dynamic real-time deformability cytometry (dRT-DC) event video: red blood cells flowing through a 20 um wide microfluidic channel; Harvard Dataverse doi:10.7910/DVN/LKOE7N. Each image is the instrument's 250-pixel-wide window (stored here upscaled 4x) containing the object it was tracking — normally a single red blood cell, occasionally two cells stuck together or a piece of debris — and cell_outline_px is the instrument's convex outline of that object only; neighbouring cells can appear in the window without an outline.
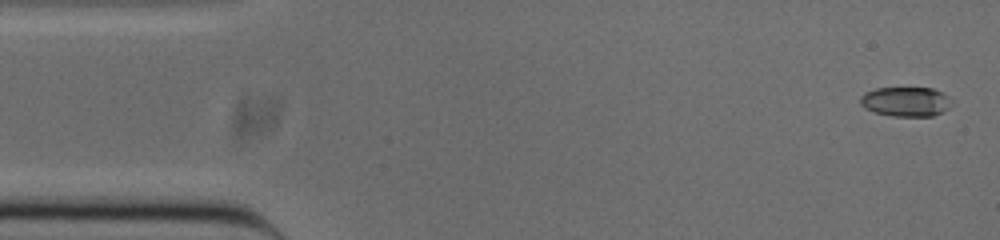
{"species": "common noctule bat (a hibernating species)", "species_latin": "Nyctalus noctula", "temperature_condition": "cold", "stored_images_in_passage": 52, "camera_frame_rate_fps": 3000, "um_per_image_px": 0.085, "animal": {"sex": "male", "body_mass_g": 20.0, "forearm_length_mm": 53.3}, "frame": {"image": 1, "passage_image": 2, "time_ms": 0.333, "image_size_px": [1000, 240], "cell_outline_px": [[952, 104], [948, 108], [932, 116], [892, 116], [876, 112], [864, 108], [860, 104], [860, 96], [864, 92], [876, 88], [932, 88], [948, 96]], "centroid_in_image_um": [76.95, 8.63], "position_along_channel_um": 8.0, "area_um2": 15.66}}
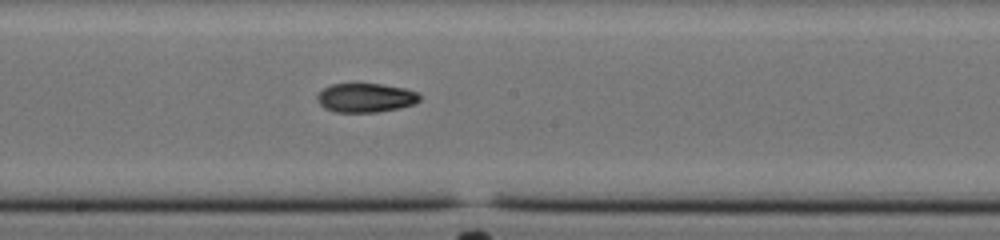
{"frame": {"image": 2, "passage_image": 27, "time_ms": 8.667, "image_size_px": [1000, 240], "cell_outline_px": [[420, 100], [416, 104], [400, 108], [376, 112], [336, 112], [324, 108], [316, 100], [316, 96], [324, 88], [332, 84], [380, 84], [404, 88], [416, 92], [420, 96]], "centroid_in_image_um": [31.08, 8.32], "position_along_channel_um": 217.1, "area_um2": 17.34}}
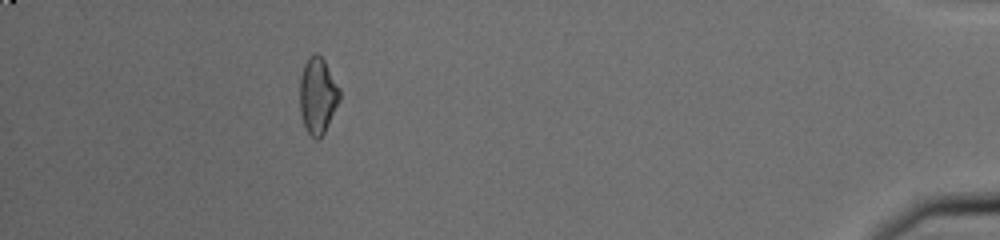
{"frame": {"image": 3, "passage_image": 47, "time_ms": 15.333, "image_size_px": [1000, 240], "cell_outline_px": [[340, 100], [320, 140], [316, 140], [308, 132], [304, 124], [300, 112], [300, 76], [304, 64], [308, 56], [316, 52], [324, 60], [340, 88]], "centroid_in_image_um": [27.0, 8.11], "position_along_channel_um": 408.2, "area_um2": 17.69}, "authors_computed_cell_mechanics": {"area_um2": 17.34, "velocity_mm_per_s": 3.8788, "shape_relaxation_time_tau1_ms": 5.8983, "shape_relaxation_time_tau2_ms": 2.1792, "deformation_change_tau1": 0.1807, "deformation_change_tau2": 0.0676}}